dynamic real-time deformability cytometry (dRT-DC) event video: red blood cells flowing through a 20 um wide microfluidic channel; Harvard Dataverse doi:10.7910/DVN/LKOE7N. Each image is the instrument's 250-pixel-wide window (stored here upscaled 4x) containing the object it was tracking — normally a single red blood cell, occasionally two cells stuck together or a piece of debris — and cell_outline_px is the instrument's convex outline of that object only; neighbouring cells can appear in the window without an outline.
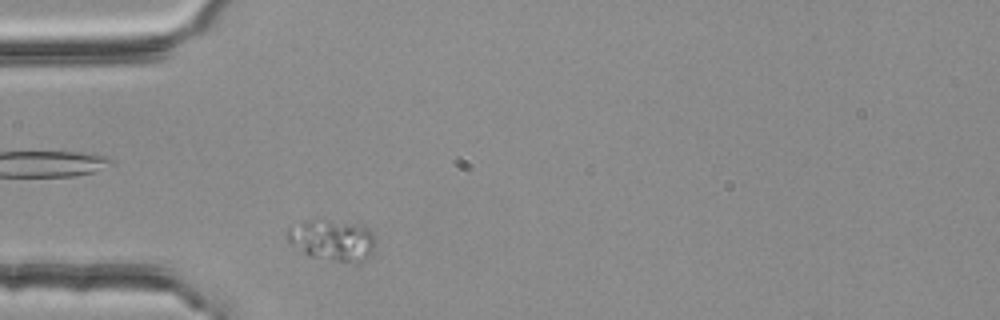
{"species": "common noctule bat (a hibernating species)", "species_latin": "Nyctalus noctula", "temperature_condition": "room temperature", "stored_images_in_passage": 4, "camera_frame_rate_fps": 3000, "um_per_image_px": 0.085, "animal": {"sex": "female", "body_mass_g": 25.1}, "frame": {"image": 1, "passage_image": 4, "time_ms": 1.0, "image_size_px": [1000, 320], "cell_outline_px": [[372, 252], [360, 264], [308, 256], [292, 244], [284, 236], [284, 232], [288, 228], [304, 220], [320, 216], [364, 224], [372, 232]], "centroid_in_image_um": [28.2, 20.34], "position_along_channel_um": 56.8, "area_um2": 21.96}}